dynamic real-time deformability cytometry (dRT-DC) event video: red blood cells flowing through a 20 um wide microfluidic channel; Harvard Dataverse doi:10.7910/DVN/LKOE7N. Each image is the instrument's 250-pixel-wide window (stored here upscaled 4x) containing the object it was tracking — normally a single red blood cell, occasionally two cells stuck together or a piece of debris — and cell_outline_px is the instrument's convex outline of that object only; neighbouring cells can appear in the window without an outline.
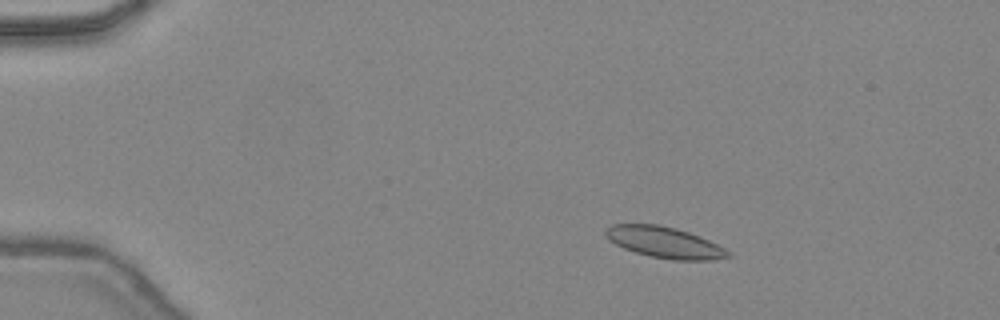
{"species": "common noctule bat (a hibernating species)", "species_latin": "Nyctalus noctula", "temperature_condition": "warm", "stored_images_in_passage": 47, "camera_frame_rate_fps": 3000, "um_per_image_px": 0.085, "animal": {"sex": "female", "body_mass_g": 24.6, "forearm_length_mm": 56.2}, "frame": {"image": 1, "passage_image": 9, "time_ms": 2.667, "image_size_px": [1000, 320], "cell_outline_px": [[732, 256], [712, 260], [672, 260], [648, 256], [624, 248], [608, 240], [604, 232], [612, 224], [660, 224], [676, 228], [688, 232], [708, 240], [732, 252]], "centroid_in_image_um": [56.49, 20.61], "position_along_channel_um": 28.5, "area_um2": 22.2}}
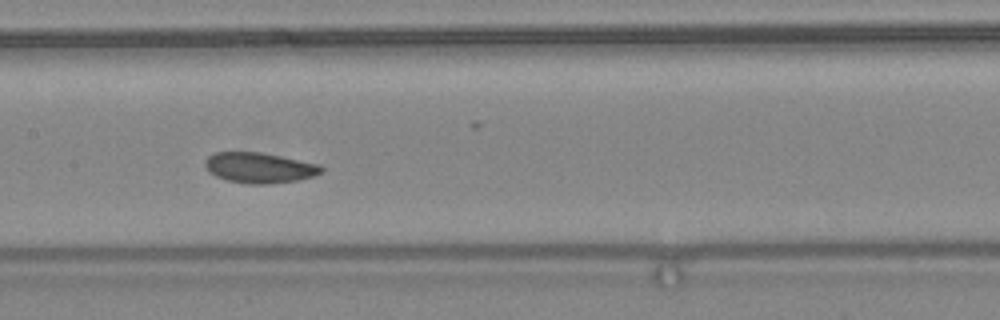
{"frame": {"image": 2, "passage_image": 25, "time_ms": 8.0, "image_size_px": [1000, 320], "cell_outline_px": [[324, 172], [312, 176], [296, 180], [268, 184], [248, 184], [228, 180], [216, 176], [208, 172], [204, 164], [204, 160], [208, 156], [216, 152], [260, 152], [320, 164], [324, 168]], "centroid_in_image_um": [22.04, 14.25], "position_along_channel_um": 185.4, "area_um2": 20.63}}
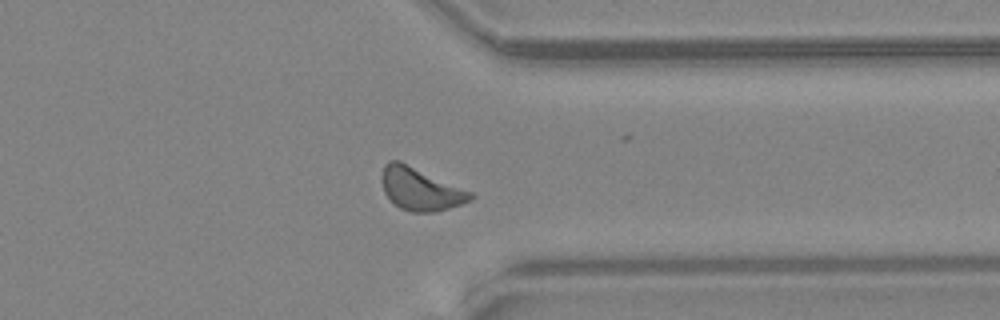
{"frame": {"image": 3, "passage_image": 38, "time_ms": 12.333, "image_size_px": [1000, 320], "cell_outline_px": [[476, 196], [472, 200], [436, 212], [412, 212], [400, 208], [384, 192], [380, 180], [380, 176], [384, 164], [388, 160], [400, 160], [472, 192]], "centroid_in_image_um": [35.72, 16.05], "position_along_channel_um": 375.7, "area_um2": 22.14}, "authors_computed_cell_mechanics": {"area_um2": 21.2704, "velocity_mm_per_s": 4.4414, "shape_relaxation_time_tau1_ms": 9.2775, "shape_relaxation_time_tau2_ms": null, "deformation_change_tau1": 0.1032, "deformation_change_tau2": null}}